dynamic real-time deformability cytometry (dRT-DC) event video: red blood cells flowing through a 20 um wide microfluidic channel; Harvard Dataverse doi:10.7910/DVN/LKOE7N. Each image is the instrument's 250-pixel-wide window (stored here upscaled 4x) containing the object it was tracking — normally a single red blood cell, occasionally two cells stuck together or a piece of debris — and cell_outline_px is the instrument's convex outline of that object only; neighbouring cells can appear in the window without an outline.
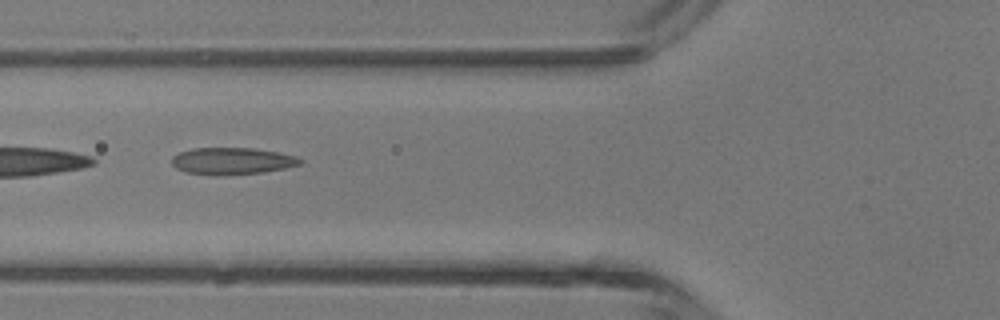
{"species": "common noctule bat (a hibernating species)", "species_latin": "Nyctalus noctula", "temperature_condition": "room temperature", "stored_images_in_passage": 5, "camera_frame_rate_fps": 3000, "um_per_image_px": 0.085, "animal": {"sex": "male", "body_mass_g": 13.3}, "frame": {"image": 1, "passage_image": 5, "time_ms": 4.667, "image_size_px": [1000, 320], "cell_outline_px": [[304, 160], [300, 164], [284, 168], [264, 172], [188, 172], [176, 168], [172, 164], [172, 156], [180, 152], [192, 148], [252, 148], [276, 152], [296, 156]], "centroid_in_image_um": [19.76, 13.63], "position_along_channel_um": 106.0, "area_um2": 18.96}}